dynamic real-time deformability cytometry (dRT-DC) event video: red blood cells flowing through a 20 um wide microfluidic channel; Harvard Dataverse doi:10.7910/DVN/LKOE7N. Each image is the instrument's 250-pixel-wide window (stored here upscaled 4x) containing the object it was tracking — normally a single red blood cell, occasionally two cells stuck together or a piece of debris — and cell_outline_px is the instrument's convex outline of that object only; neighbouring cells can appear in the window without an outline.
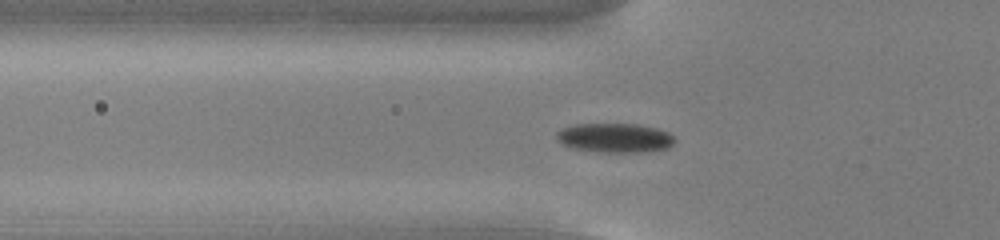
{"species": "common noctule bat (a hibernating species)", "species_latin": "Nyctalus noctula", "temperature_condition": "cold", "stored_images_in_passage": 52, "camera_frame_rate_fps": 3000, "um_per_image_px": 0.085, "animal": {"sex": "male", "body_mass_g": 13.0, "forearm_length_mm": 53.1}, "frame": {"image": 1, "passage_image": 16, "time_ms": 5.0, "image_size_px": [1000, 240], "cell_outline_px": [[676, 140], [668, 148], [644, 152], [600, 152], [572, 148], [556, 140], [556, 132], [560, 128], [576, 124], [640, 124], [656, 128], [668, 132]], "centroid_in_image_um": [52.24, 11.71], "position_along_channel_um": 73.6, "area_um2": 20.29}}
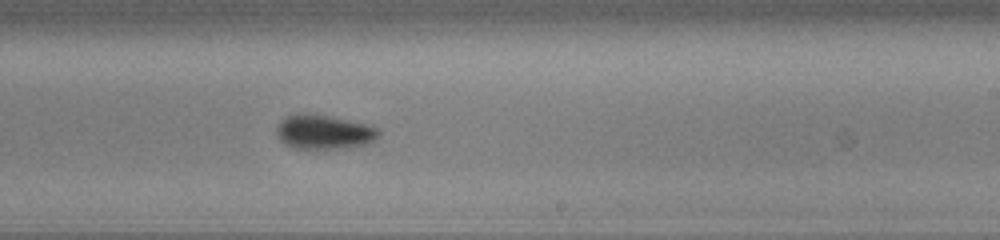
{"frame": {"image": 2, "passage_image": 31, "time_ms": 10.0, "image_size_px": [1000, 240], "cell_outline_px": [[380, 136], [372, 144], [336, 148], [292, 148], [280, 140], [276, 132], [276, 128], [280, 120], [284, 116], [328, 116], [364, 124], [380, 128]], "centroid_in_image_um": [27.59, 11.26], "position_along_channel_um": 261.4, "area_um2": 19.88}}
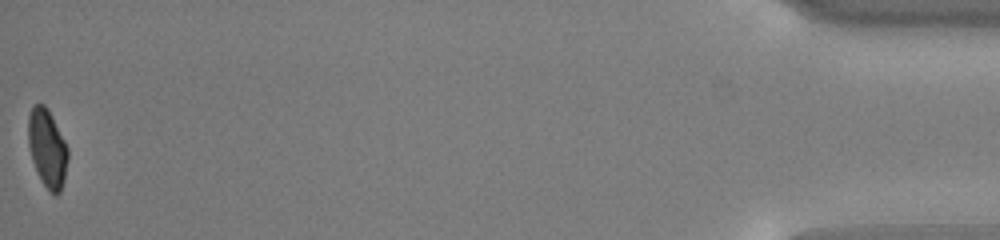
{"frame": {"image": 3, "passage_image": 52, "time_ms": 17.0, "image_size_px": [1000, 240], "cell_outline_px": [[68, 160], [64, 180], [60, 192], [56, 196], [52, 196], [44, 184], [32, 160], [28, 144], [28, 116], [32, 104], [44, 104], [48, 108], [68, 148]], "centroid_in_image_um": [4.02, 12.59], "position_along_channel_um": 431.2, "area_um2": 18.09}, "authors_computed_cell_mechanics": {"area_um2": 19.4786, "velocity_mm_per_s": 3.7682, "shape_relaxation_time_tau1_ms": 2.1274, "shape_relaxation_time_tau2_ms": null, "deformation_change_tau1": 0.0837, "deformation_change_tau2": null}}